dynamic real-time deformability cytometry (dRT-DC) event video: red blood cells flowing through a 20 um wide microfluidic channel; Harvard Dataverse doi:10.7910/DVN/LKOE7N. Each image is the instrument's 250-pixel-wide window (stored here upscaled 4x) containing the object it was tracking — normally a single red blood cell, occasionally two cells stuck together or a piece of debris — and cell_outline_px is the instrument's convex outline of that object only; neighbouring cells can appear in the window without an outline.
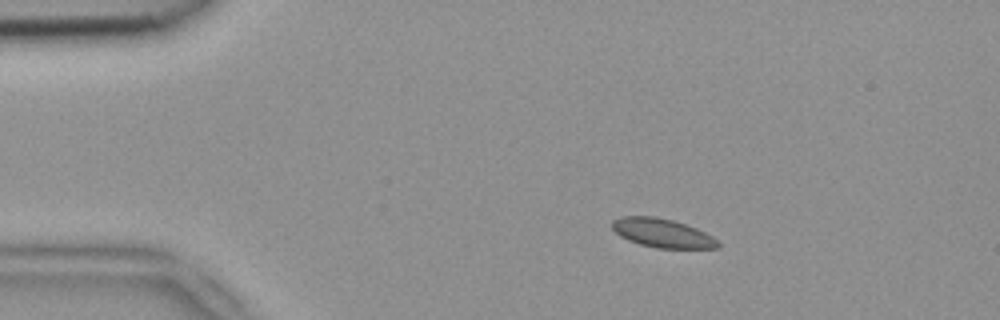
{"species": "common noctule bat (a hibernating species)", "species_latin": "Nyctalus noctula", "temperature_condition": "room temperature", "stored_images_in_passage": 53, "camera_frame_rate_fps": 3000, "um_per_image_px": 0.085, "animal": {"sex": "female", "body_mass_g": 18.4}, "frame": {"image": 1, "passage_image": 10, "time_ms": 3.0, "image_size_px": [1000, 320], "cell_outline_px": [[720, 248], [656, 248], [640, 244], [628, 240], [620, 236], [612, 228], [612, 220], [620, 216], [656, 216], [672, 220], [696, 228], [712, 236], [720, 244]], "centroid_in_image_um": [56.27, 19.8], "position_along_channel_um": 28.7, "area_um2": 17.74}}
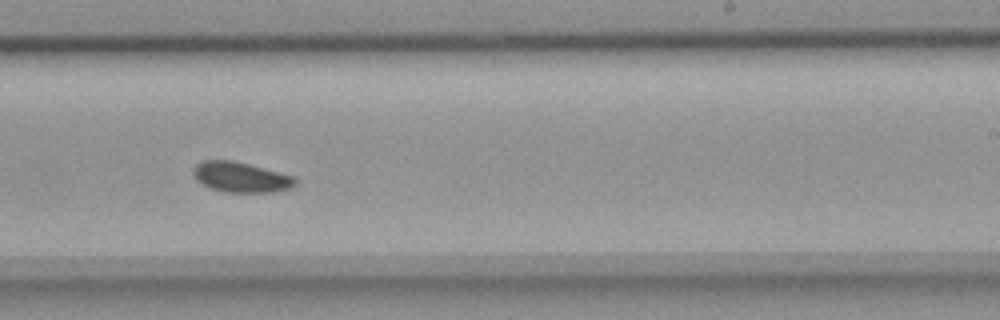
{"frame": {"image": 2, "passage_image": 33, "time_ms": 10.667, "image_size_px": [1000, 320], "cell_outline_px": [[296, 184], [292, 188], [272, 192], [224, 192], [212, 188], [196, 180], [192, 172], [192, 168], [200, 160], [232, 160], [296, 176]], "centroid_in_image_um": [20.47, 15.05], "position_along_channel_um": 268.5, "area_um2": 18.09}}
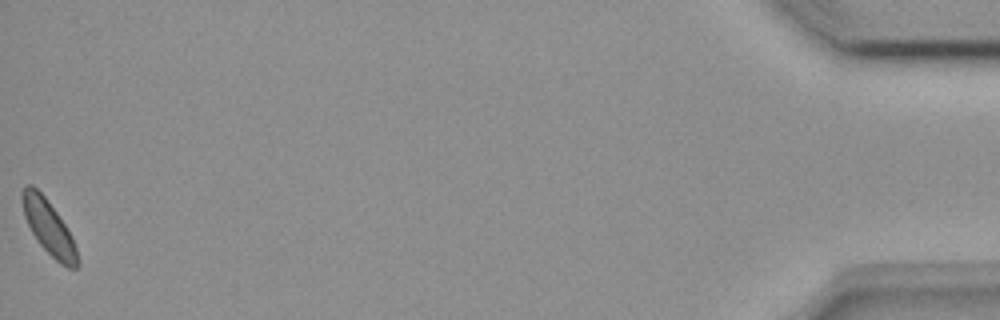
{"frame": {"image": 3, "passage_image": 53, "time_ms": 17.333, "image_size_px": [1000, 320], "cell_outline_px": [[80, 264], [76, 268], [68, 268], [60, 264], [36, 240], [24, 216], [20, 200], [20, 192], [24, 184], [32, 184], [44, 196], [56, 212], [72, 236], [76, 248]], "centroid_in_image_um": [4.11, 19.31], "position_along_channel_um": 431.1, "area_um2": 17.51}}